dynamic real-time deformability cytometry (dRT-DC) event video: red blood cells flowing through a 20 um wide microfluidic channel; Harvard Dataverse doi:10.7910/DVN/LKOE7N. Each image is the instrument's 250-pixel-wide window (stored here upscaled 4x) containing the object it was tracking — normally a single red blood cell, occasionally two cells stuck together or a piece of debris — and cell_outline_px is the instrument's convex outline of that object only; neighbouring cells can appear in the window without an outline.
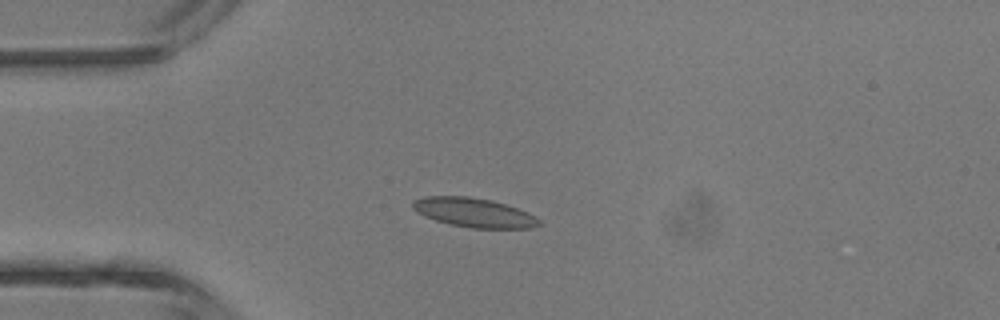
{"species": "common noctule bat (a hibernating species)", "species_latin": "Nyctalus noctula", "temperature_condition": "room temperature", "stored_images_in_passage": 2, "camera_frame_rate_fps": 3000, "um_per_image_px": 0.085, "animal": {"sex": "male", "body_mass_g": 13.3}, "frame": {"image": 1, "passage_image": 1, "time_ms": 0.0, "image_size_px": [1000, 320], "cell_outline_px": [[540, 224], [532, 228], [472, 228], [452, 224], [436, 220], [424, 216], [416, 212], [412, 208], [412, 200], [424, 196], [468, 196], [492, 200], [528, 212], [536, 216], [540, 220]], "centroid_in_image_um": [40.27, 18.06], "position_along_channel_um": 44.7, "area_um2": 21.5}}